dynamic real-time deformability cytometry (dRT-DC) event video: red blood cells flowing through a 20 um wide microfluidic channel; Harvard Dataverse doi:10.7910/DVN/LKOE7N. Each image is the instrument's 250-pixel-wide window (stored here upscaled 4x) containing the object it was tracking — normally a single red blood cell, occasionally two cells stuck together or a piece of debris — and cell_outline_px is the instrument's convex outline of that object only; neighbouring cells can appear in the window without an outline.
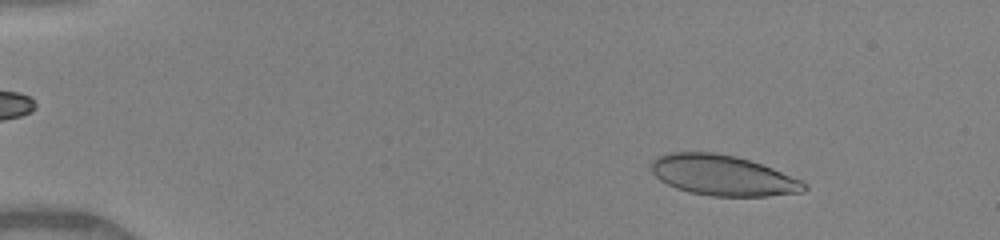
{"species": "human", "species_latin": "Homo sapiens", "temperature_condition": "warm", "stored_images_in_passage": 48, "camera_frame_rate_fps": 3000, "um_per_image_px": 0.085, "donor": {"sex": "female"}, "frame": {"image": 1, "passage_image": 6, "time_ms": 1.667, "image_size_px": [1000, 240], "cell_outline_px": [[808, 188], [804, 192], [768, 196], [712, 196], [688, 192], [676, 188], [660, 180], [652, 172], [652, 160], [656, 156], [668, 152], [712, 152], [736, 156], [772, 168], [800, 180], [808, 184]], "centroid_in_image_um": [61.43, 14.91], "position_along_channel_um": 23.6, "area_um2": 36.01}}
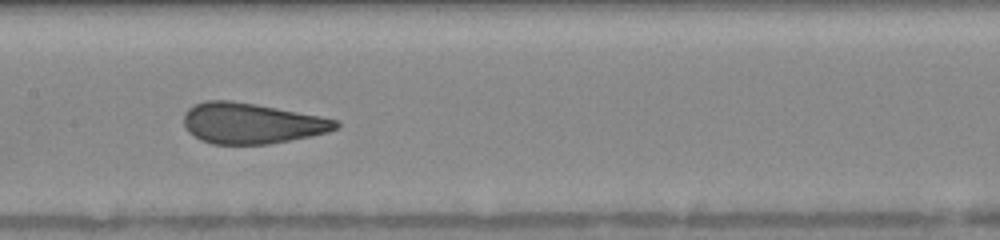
{"frame": {"image": 2, "passage_image": 25, "time_ms": 8.0, "image_size_px": [1000, 240], "cell_outline_px": [[340, 128], [328, 132], [312, 136], [268, 144], [212, 144], [200, 140], [192, 136], [188, 132], [184, 124], [184, 112], [188, 108], [204, 100], [232, 100], [256, 104], [320, 116], [336, 120], [340, 124]], "centroid_in_image_um": [21.36, 10.48], "position_along_channel_um": 186.0, "area_um2": 36.24}}
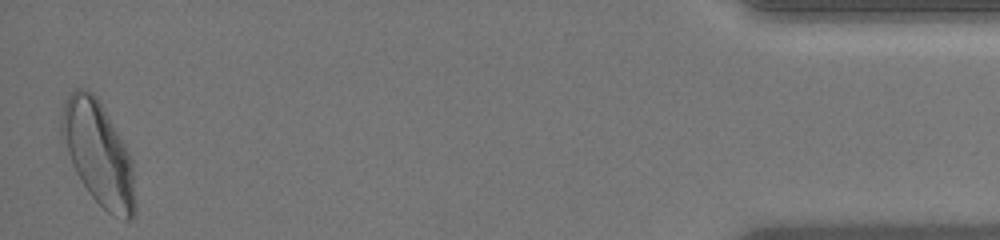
{"frame": {"image": 3, "passage_image": 48, "time_ms": 15.667, "image_size_px": [1000, 240], "cell_outline_px": [[136, 212], [128, 220], [124, 220], [108, 212], [88, 192], [76, 172], [60, 140], [60, 124], [64, 104], [72, 88], [84, 88], [92, 92], [100, 100], [124, 144], [132, 160], [136, 204]], "centroid_in_image_um": [8.34, 13.02], "position_along_channel_um": 426.9, "area_um2": 44.39}, "authors_computed_cell_mechanics": {"area_um2": 36.5874, "velocity_mm_per_s": 4.1243, "shape_relaxation_time_tau1_ms": 3.9458, "shape_relaxation_time_tau2_ms": null, "deformation_change_tau1": 0.1565, "deformation_change_tau2": null}}